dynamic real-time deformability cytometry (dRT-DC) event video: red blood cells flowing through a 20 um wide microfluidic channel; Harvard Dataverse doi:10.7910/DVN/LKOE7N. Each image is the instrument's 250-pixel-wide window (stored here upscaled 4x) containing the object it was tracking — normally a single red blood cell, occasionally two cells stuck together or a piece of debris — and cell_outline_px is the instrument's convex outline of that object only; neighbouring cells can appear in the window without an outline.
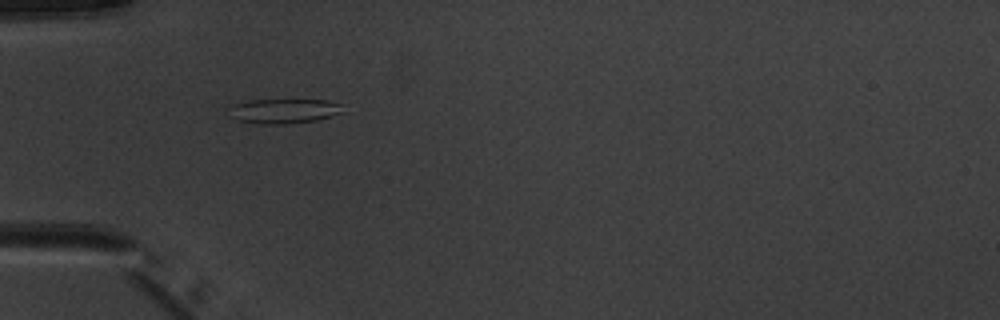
{"species": "common noctule bat (a hibernating species)", "species_latin": "Nyctalus noctula", "temperature_condition": "warm", "stored_images_in_passage": 6, "camera_frame_rate_fps": 3000, "um_per_image_px": 0.085, "animal": {"sex": "male", "body_mass_g": 20.1, "forearm_length_mm": 53.5}, "frame": {"image": 1, "passage_image": 4, "time_ms": 3.667, "image_size_px": [1000, 320], "cell_outline_px": [[348, 112], [316, 120], [284, 124], [260, 124], [236, 120], [224, 108], [232, 104], [248, 100], [328, 100], [340, 104]], "centroid_in_image_um": [24.11, 9.43], "position_along_channel_um": 60.9, "area_um2": 16.76}}
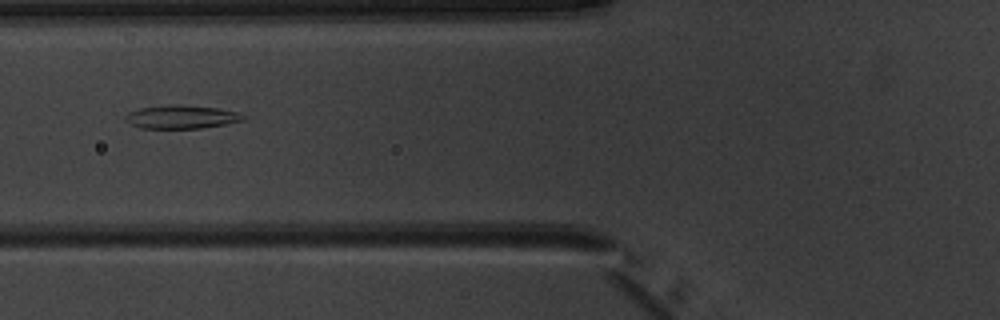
{"frame": {"image": 2, "passage_image": 5, "time_ms": 5.0, "image_size_px": [1000, 320], "cell_outline_px": [[248, 116], [244, 120], [204, 128], [140, 128], [124, 120], [124, 116], [128, 112], [140, 108], [168, 104], [180, 104], [220, 108], [240, 112]], "centroid_in_image_um": [15.46, 9.92], "position_along_channel_um": 110.3, "area_um2": 16.36}}
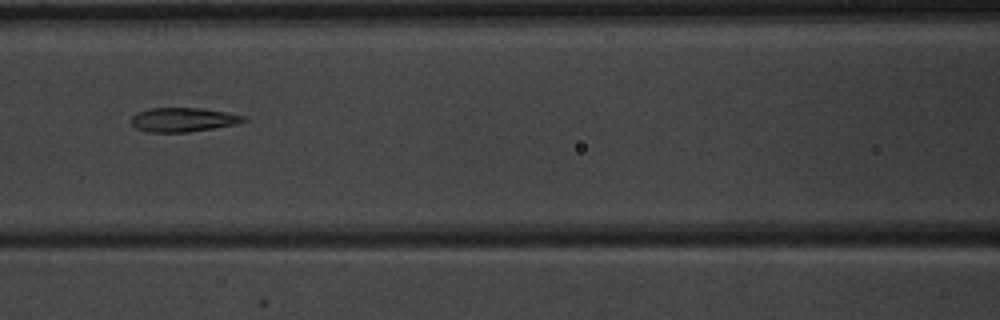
{"frame": {"image": 3, "passage_image": 6, "time_ms": 6.0, "image_size_px": [1000, 320], "cell_outline_px": [[248, 120], [236, 124], [188, 132], [148, 132], [136, 128], [132, 124], [132, 116], [136, 112], [152, 108], [200, 108], [228, 112], [244, 116]], "centroid_in_image_um": [15.57, 10.17], "position_along_channel_um": 151.0, "area_um2": 15.72}}